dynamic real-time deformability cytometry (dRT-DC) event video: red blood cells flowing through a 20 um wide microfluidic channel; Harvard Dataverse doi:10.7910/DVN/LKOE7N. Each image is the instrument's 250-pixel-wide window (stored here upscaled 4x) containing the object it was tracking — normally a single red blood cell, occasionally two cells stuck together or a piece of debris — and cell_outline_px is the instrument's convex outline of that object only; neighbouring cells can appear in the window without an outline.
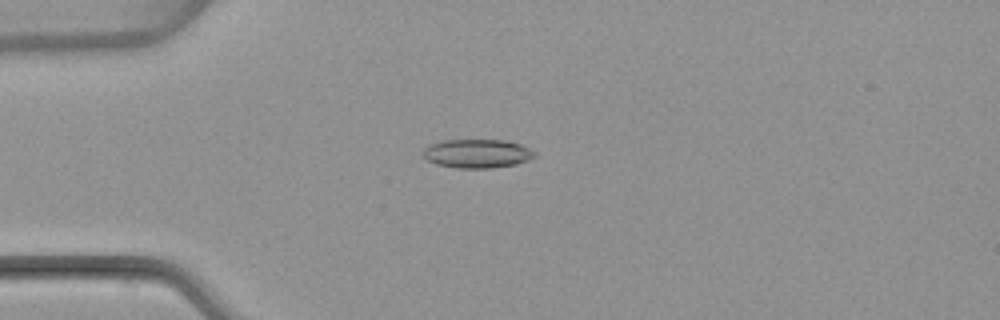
{"species": "common noctule bat (a hibernating species)", "species_latin": "Nyctalus noctula", "temperature_condition": "warm", "stored_images_in_passage": 6, "camera_frame_rate_fps": 3000, "um_per_image_px": 0.085, "animal": {"sex": "female", "body_mass_g": 22.7, "forearm_length_mm": 54.2}, "frame": {"image": 1, "passage_image": 3, "time_ms": 2.667, "image_size_px": [1000, 320], "cell_outline_px": [[536, 156], [528, 160], [516, 164], [492, 168], [456, 168], [436, 164], [428, 160], [424, 156], [424, 148], [428, 144], [440, 140], [504, 140], [520, 144], [536, 152]], "centroid_in_image_um": [40.55, 13.05], "position_along_channel_um": 44.4, "area_um2": 18.79}}
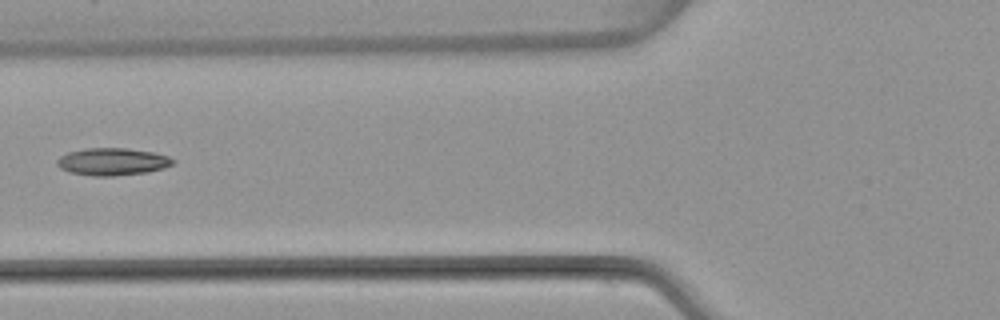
{"frame": {"image": 2, "passage_image": 5, "time_ms": 5.0, "image_size_px": [1000, 320], "cell_outline_px": [[176, 160], [172, 164], [164, 168], [148, 172], [112, 176], [92, 176], [68, 172], [60, 168], [56, 164], [56, 160], [60, 156], [68, 152], [84, 148], [124, 148], [152, 152], [168, 156]], "centroid_in_image_um": [9.52, 13.74], "position_along_channel_um": 116.3, "area_um2": 18.55}}
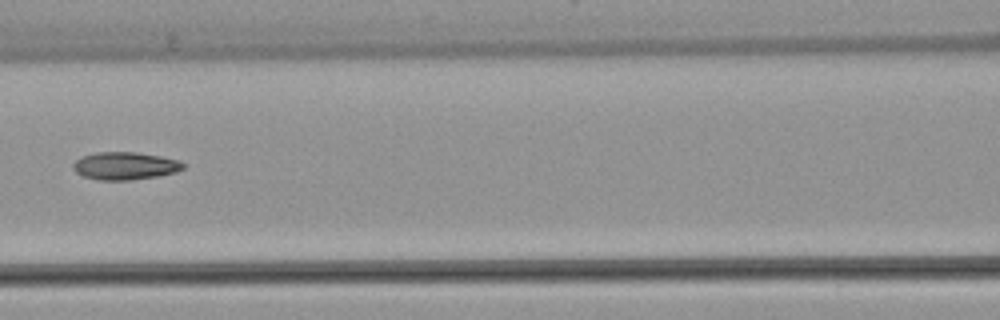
{"frame": {"image": 3, "passage_image": 6, "time_ms": 6.0, "image_size_px": [1000, 320], "cell_outline_px": [[184, 168], [176, 172], [160, 176], [132, 180], [96, 180], [84, 176], [76, 172], [72, 168], [72, 164], [80, 156], [96, 152], [136, 152], [160, 156], [176, 160], [184, 164]], "centroid_in_image_um": [10.59, 14.1], "position_along_channel_um": 156.0, "area_um2": 17.86}}